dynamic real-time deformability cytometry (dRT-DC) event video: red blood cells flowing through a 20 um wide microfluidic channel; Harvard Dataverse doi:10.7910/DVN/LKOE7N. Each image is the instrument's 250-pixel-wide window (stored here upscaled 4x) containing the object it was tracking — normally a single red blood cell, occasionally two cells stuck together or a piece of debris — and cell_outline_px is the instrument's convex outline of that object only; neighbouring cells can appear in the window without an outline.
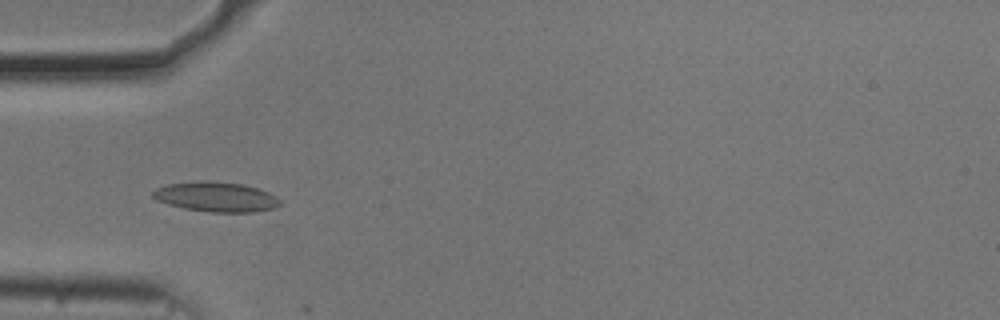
{"species": "common noctule bat (a hibernating species)", "species_latin": "Nyctalus noctula", "temperature_condition": "cold", "stored_images_in_passage": 6, "camera_frame_rate_fps": 3000, "um_per_image_px": 0.085, "animal": {"sex": "male", "body_mass_g": 20.5, "forearm_length_mm": 52.5}, "frame": {"image": 1, "passage_image": 2, "time_ms": 0.333, "image_size_px": [1000, 320], "cell_outline_px": [[280, 204], [276, 208], [252, 212], [212, 212], [184, 208], [168, 204], [156, 200], [152, 196], [152, 192], [156, 188], [168, 184], [200, 180], [208, 180], [244, 184], [268, 192], [276, 196], [280, 200]], "centroid_in_image_um": [18.36, 16.72], "position_along_channel_um": 66.6, "area_um2": 22.2}}